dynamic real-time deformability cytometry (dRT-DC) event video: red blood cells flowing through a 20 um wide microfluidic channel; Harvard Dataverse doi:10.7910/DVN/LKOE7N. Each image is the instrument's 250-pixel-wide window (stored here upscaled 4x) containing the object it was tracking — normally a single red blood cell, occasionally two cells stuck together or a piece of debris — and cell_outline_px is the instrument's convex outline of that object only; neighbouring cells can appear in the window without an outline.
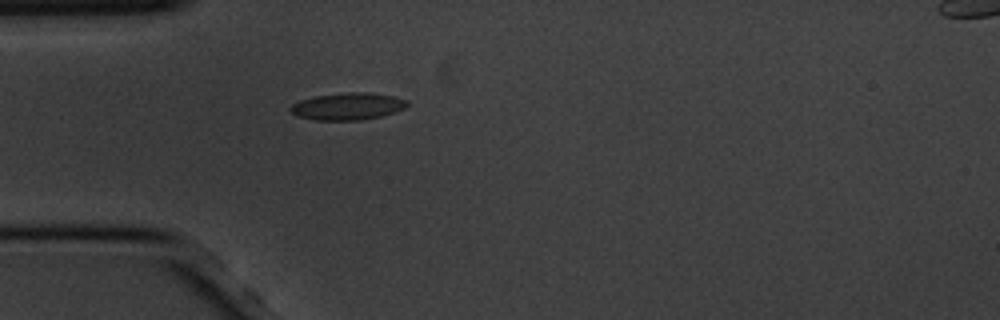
{"species": "common noctule bat (a hibernating species)", "species_latin": "Nyctalus noctula", "temperature_condition": "cold", "stored_images_in_passage": 9, "camera_frame_rate_fps": 3000, "um_per_image_px": 0.085, "animal": {"sex": "male", "body_mass_g": 20.1, "forearm_length_mm": 53.5}, "frame": {"image": 1, "passage_image": 1, "time_ms": 0.0, "image_size_px": [1000, 320], "cell_outline_px": [[408, 104], [404, 108], [380, 116], [360, 120], [316, 120], [296, 116], [288, 108], [292, 104], [300, 100], [316, 96], [348, 92], [368, 92], [392, 96], [408, 100]], "centroid_in_image_um": [29.52, 9.03], "position_along_channel_um": 55.5, "area_um2": 18.26}}